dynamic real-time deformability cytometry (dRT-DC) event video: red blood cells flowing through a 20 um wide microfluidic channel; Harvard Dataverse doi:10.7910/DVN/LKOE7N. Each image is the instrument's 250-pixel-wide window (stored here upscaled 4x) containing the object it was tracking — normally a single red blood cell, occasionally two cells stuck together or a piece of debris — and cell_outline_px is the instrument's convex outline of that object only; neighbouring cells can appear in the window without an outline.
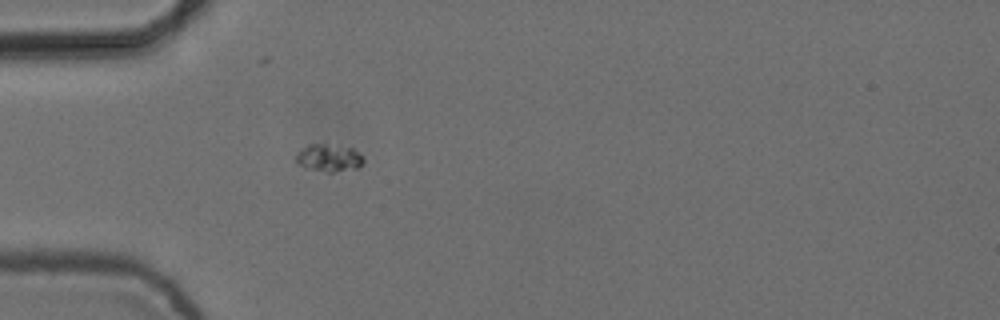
{"species": "common noctule bat (a hibernating species)", "species_latin": "Nyctalus noctula", "temperature_condition": "cold", "stored_images_in_passage": 1, "camera_frame_rate_fps": 3000, "um_per_image_px": 0.085, "animal": {"sex": "female", "body_mass_g": 24.6, "forearm_length_mm": 56.2}, "frame": {"image": 1, "passage_image": 1, "time_ms": 0.0, "image_size_px": [1000, 320], "cell_outline_px": [[364, 164], [356, 168], [332, 172], [328, 172], [304, 168], [296, 160], [296, 152], [308, 144], [324, 144], [352, 148], [364, 156]], "centroid_in_image_um": [27.96, 13.42], "position_along_channel_um": 57.0, "area_um2": 10.81}}